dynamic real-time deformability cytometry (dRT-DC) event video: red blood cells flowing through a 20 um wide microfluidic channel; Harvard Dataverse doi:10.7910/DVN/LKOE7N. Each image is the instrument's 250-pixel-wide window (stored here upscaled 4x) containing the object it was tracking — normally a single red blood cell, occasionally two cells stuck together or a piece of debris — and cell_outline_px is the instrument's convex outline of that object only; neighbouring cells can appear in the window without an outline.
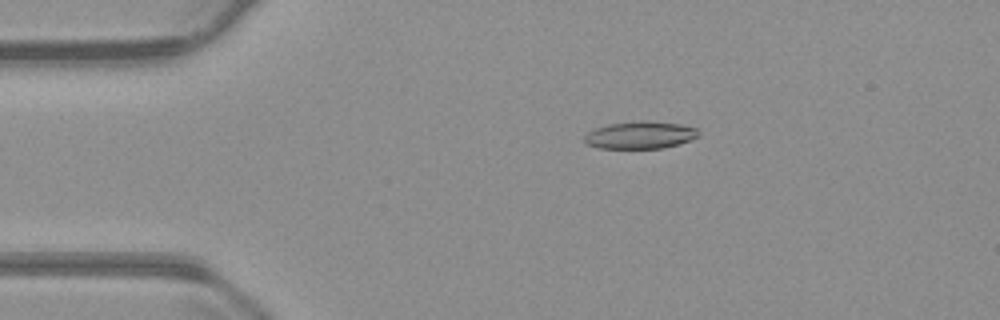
{"species": "common noctule bat (a hibernating species)", "species_latin": "Nyctalus noctula", "temperature_condition": "warm", "stored_images_in_passage": 55, "camera_frame_rate_fps": 3000, "um_per_image_px": 0.085, "animal": {"sex": "male", "body_mass_g": 23.1, "forearm_length_mm": 52.7}, "frame": {"image": 1, "passage_image": 11, "time_ms": 3.333, "image_size_px": [1000, 320], "cell_outline_px": [[700, 136], [676, 144], [660, 148], [596, 148], [584, 144], [584, 136], [588, 132], [596, 128], [608, 124], [640, 120], [648, 120], [680, 124], [696, 128], [700, 132]], "centroid_in_image_um": [54.38, 11.47], "position_along_channel_um": 30.6, "area_um2": 18.26}}
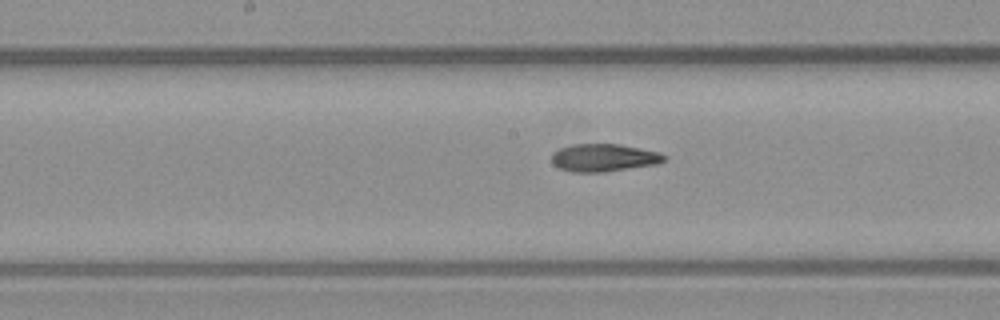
{"frame": {"image": 2, "passage_image": 28, "time_ms": 9.0, "image_size_px": [1000, 320], "cell_outline_px": [[668, 160], [660, 164], [604, 172], [572, 172], [560, 168], [552, 164], [552, 152], [560, 148], [572, 144], [620, 144], [660, 152], [668, 156]], "centroid_in_image_um": [51.38, 13.41], "position_along_channel_um": 196.8, "area_um2": 18.5}}
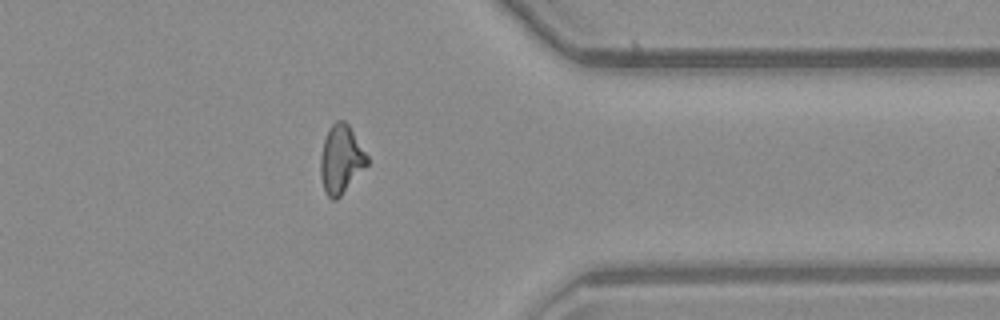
{"frame": {"image": 3, "passage_image": 44, "time_ms": 14.333, "image_size_px": [1000, 320], "cell_outline_px": [[368, 164], [340, 196], [336, 200], [332, 200], [324, 192], [320, 176], [320, 156], [324, 140], [328, 128], [336, 120], [344, 120], [348, 124], [368, 156]], "centroid_in_image_um": [28.96, 13.54], "position_along_channel_um": 382.4, "area_um2": 18.55}, "authors_computed_cell_mechanics": {"area_um2": 18.3226, "velocity_mm_per_s": 3.741, "shape_relaxation_time_tau1_ms": null, "shape_relaxation_time_tau2_ms": 6.7693, "deformation_change_tau1": null, "deformation_change_tau2": 0.1797}}